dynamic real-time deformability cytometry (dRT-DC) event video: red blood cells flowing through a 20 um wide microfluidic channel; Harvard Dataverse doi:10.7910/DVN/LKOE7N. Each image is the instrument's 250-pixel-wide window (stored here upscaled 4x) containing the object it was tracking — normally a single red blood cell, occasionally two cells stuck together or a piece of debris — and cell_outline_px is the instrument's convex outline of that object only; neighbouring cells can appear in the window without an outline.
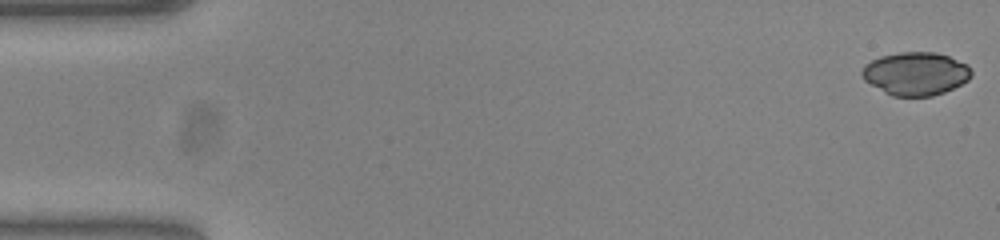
{"species": "common noctule bat (a hibernating species)", "species_latin": "Nyctalus noctula", "temperature_condition": "warm", "stored_images_in_passage": 53, "camera_frame_rate_fps": 3000, "um_per_image_px": 0.085, "animal": {"sex": "female", "body_mass_g": 23.0, "forearm_length_mm": 53.4}, "frame": {"image": 1, "passage_image": 1, "time_ms": 0.0, "image_size_px": [1000, 240], "cell_outline_px": [[972, 76], [968, 80], [944, 92], [932, 96], [892, 96], [884, 92], [864, 80], [860, 72], [864, 64], [880, 56], [900, 52], [936, 52], [948, 56], [968, 64], [972, 72]], "centroid_in_image_um": [77.82, 6.25], "position_along_channel_um": 7.2, "area_um2": 27.57}}
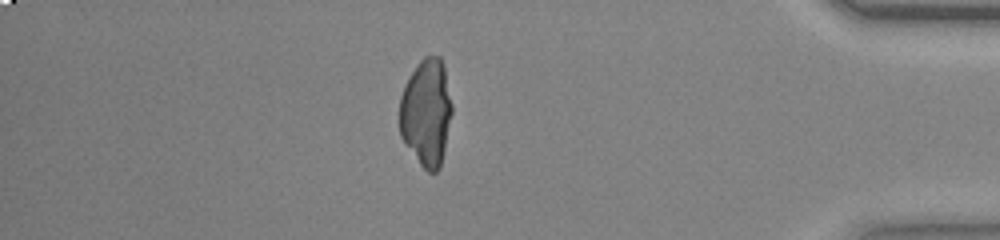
{"frame": {"image": 2, "passage_image": 46, "time_ms": 15.0, "image_size_px": [1000, 240], "cell_outline_px": [[452, 112], [440, 168], [436, 172], [428, 172], [420, 164], [400, 136], [400, 96], [404, 84], [408, 76], [420, 60], [424, 56], [440, 56], [444, 68], [452, 104]], "centroid_in_image_um": [36.23, 9.54], "position_along_channel_um": 399.0, "area_um2": 32.66}}
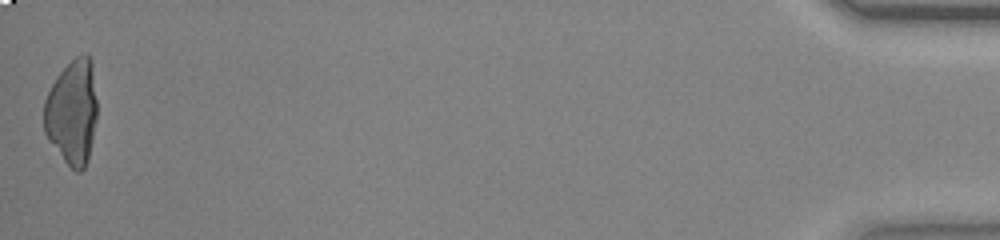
{"frame": {"image": 3, "passage_image": 53, "time_ms": 17.333, "image_size_px": [1000, 240], "cell_outline_px": [[96, 120], [88, 156], [84, 168], [80, 172], [76, 172], [64, 160], [48, 140], [44, 132], [44, 100], [56, 76], [76, 56], [84, 52], [88, 52], [92, 60], [96, 100]], "centroid_in_image_um": [6.13, 9.48], "position_along_channel_um": 429.1, "area_um2": 32.48}}